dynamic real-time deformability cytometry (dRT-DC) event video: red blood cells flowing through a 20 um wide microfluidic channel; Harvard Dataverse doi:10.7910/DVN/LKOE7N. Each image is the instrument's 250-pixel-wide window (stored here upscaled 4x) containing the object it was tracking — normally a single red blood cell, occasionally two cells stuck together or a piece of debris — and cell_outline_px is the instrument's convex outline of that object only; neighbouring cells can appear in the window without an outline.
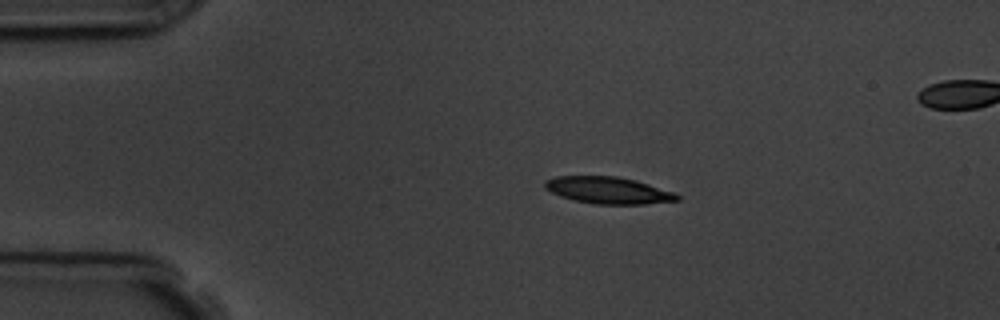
{"species": "common noctule bat (a hibernating species)", "species_latin": "Nyctalus noctula", "temperature_condition": "room temperature", "stored_images_in_passage": 5, "camera_frame_rate_fps": 3000, "um_per_image_px": 0.085, "animal": {"sex": "male", "body_mass_g": 19.5, "forearm_length_mm": 54.6}, "frame": {"image": 1, "passage_image": 3, "time_ms": 2.0, "image_size_px": [1000, 320], "cell_outline_px": [[680, 200], [644, 204], [592, 204], [572, 200], [560, 196], [544, 188], [544, 180], [556, 176], [616, 176], [636, 180], [672, 192], [680, 196]], "centroid_in_image_um": [51.65, 16.18], "position_along_channel_um": 33.3, "area_um2": 20.69}}